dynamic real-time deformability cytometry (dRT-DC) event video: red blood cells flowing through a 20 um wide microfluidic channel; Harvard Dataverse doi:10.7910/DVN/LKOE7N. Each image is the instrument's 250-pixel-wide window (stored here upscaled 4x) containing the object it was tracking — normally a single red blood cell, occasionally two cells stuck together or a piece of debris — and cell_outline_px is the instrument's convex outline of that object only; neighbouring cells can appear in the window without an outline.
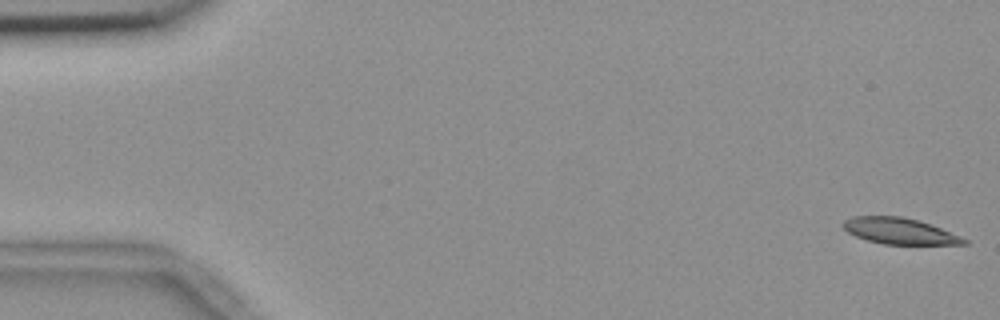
{"species": "common noctule bat (a hibernating species)", "species_latin": "Nyctalus noctula", "temperature_condition": "room temperature", "stored_images_in_passage": 12, "camera_frame_rate_fps": 3000, "um_per_image_px": 0.085, "animal": {"sex": "female", "body_mass_g": 18.4}, "frame": {"image": 1, "passage_image": 1, "time_ms": 0.0, "image_size_px": [1000, 320], "cell_outline_px": [[968, 244], [884, 244], [868, 240], [856, 236], [848, 232], [840, 224], [844, 220], [852, 216], [900, 216], [932, 224], [968, 240]], "centroid_in_image_um": [76.43, 19.63], "position_along_channel_um": 8.6, "area_um2": 18.26}}